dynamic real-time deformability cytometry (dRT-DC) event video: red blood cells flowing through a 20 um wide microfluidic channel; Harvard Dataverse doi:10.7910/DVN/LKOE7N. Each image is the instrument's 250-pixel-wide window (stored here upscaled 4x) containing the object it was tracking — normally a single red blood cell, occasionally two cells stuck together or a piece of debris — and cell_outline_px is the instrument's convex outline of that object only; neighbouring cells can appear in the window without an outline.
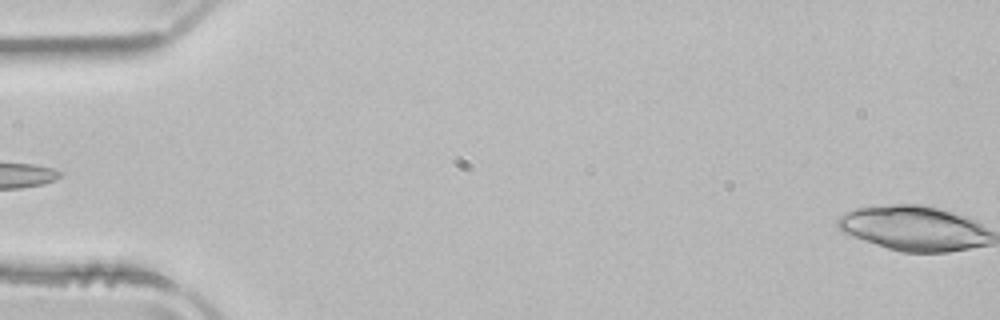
{"species": "common noctule bat (a hibernating species)", "species_latin": "Nyctalus noctula", "temperature_condition": "room temperature", "stored_images_in_passage": 15, "segment_of_instrument_passage": [1, 2], "camera_frame_rate_fps": 3000, "um_per_image_px": 0.085, "animal": {"sex": "male", "body_mass_g": 21.5, "forearm_length_mm": 52.0}, "frame": {"image": 1, "passage_image": 1, "time_ms": 0.0, "image_size_px": [1000, 320], "cell_outline_px": [[984, 232], [980, 244], [960, 248], [928, 252], [920, 252], [896, 248], [884, 244], [876, 240], [860, 212], [880, 208], [924, 208], [940, 212], [952, 216]], "centroid_in_image_um": [78.24, 19.51], "position_along_channel_um": 6.8, "area_um2": 28.5}}